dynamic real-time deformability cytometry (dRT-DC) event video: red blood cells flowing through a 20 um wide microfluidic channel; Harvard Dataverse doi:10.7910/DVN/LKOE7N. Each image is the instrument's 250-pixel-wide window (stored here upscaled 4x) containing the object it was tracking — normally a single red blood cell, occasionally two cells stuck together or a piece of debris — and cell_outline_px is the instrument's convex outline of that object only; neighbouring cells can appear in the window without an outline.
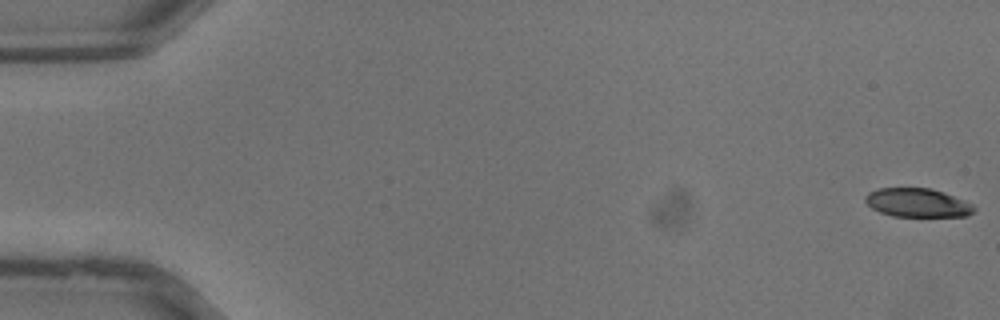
{"species": "common noctule bat (a hibernating species)", "species_latin": "Nyctalus noctula", "temperature_condition": "warm", "stored_images_in_passage": 37, "camera_frame_rate_fps": 3000, "um_per_image_px": 0.085, "animal": {"sex": "male", "body_mass_g": 13.3}, "frame": {"image": 1, "passage_image": 1, "time_ms": 0.0, "image_size_px": [1000, 320], "cell_outline_px": [[976, 208], [968, 216], [892, 216], [880, 212], [872, 208], [864, 200], [864, 196], [868, 192], [880, 188], [928, 188], [944, 192], [964, 200], [972, 204]], "centroid_in_image_um": [77.97, 17.23], "position_along_channel_um": 7.0, "area_um2": 18.15}}
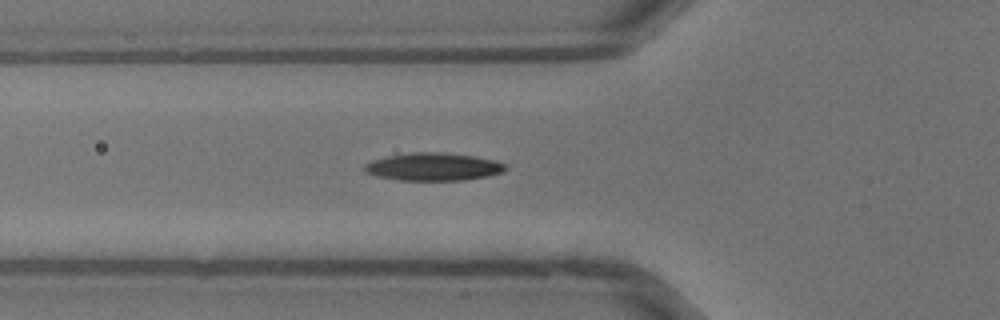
{"frame": {"image": 2, "passage_image": 14, "time_ms": 4.333, "image_size_px": [1000, 320], "cell_outline_px": [[508, 168], [504, 172], [488, 176], [464, 180], [400, 180], [376, 176], [364, 172], [364, 164], [372, 160], [388, 156], [412, 152], [440, 152], [476, 156], [496, 160], [504, 164]], "centroid_in_image_um": [36.85, 14.17], "position_along_channel_um": 88.9, "area_um2": 22.95}}
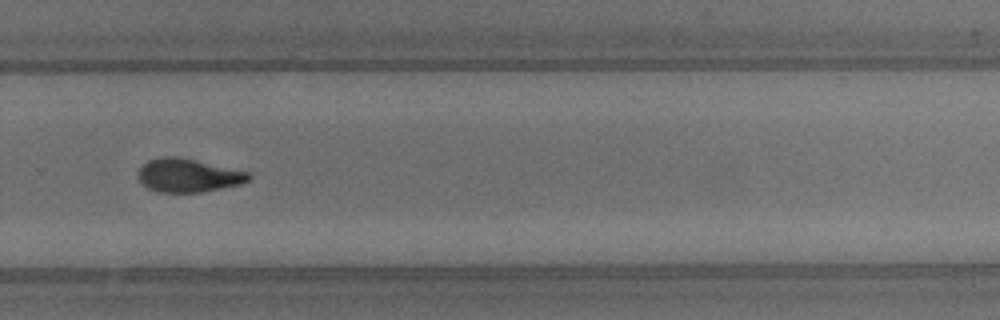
{"frame": {"image": 3, "passage_image": 26, "time_ms": 8.333, "image_size_px": [1000, 320], "cell_outline_px": [[252, 176], [248, 180], [240, 184], [200, 192], [156, 192], [140, 184], [136, 176], [136, 172], [148, 160], [160, 156], [176, 156], [248, 172]], "centroid_in_image_um": [15.9, 14.91], "position_along_channel_um": 313.9, "area_um2": 21.5}}